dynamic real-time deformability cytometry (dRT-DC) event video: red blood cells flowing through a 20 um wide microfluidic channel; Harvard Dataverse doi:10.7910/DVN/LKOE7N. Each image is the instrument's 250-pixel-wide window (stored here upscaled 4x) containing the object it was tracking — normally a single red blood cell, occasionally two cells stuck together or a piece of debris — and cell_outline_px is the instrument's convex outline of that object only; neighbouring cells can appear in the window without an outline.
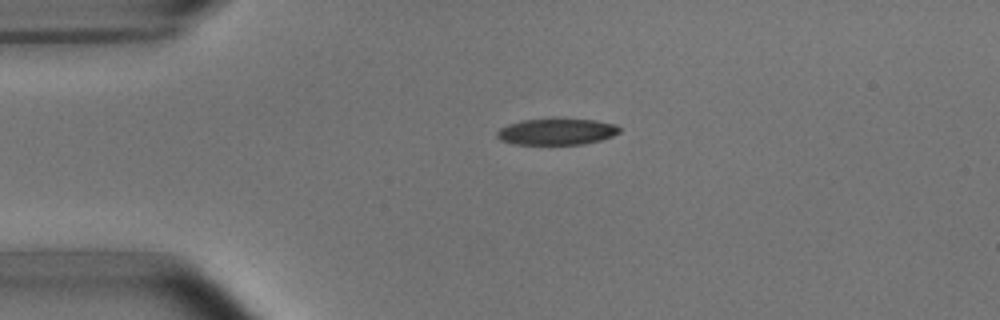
{"species": "common noctule bat (a hibernating species)", "species_latin": "Nyctalus noctula", "temperature_condition": "room temperature", "stored_images_in_passage": 3, "camera_frame_rate_fps": 3000, "um_per_image_px": 0.085, "animal": {"sex": "male", "body_mass_g": 15.6}, "frame": {"image": 1, "passage_image": 1, "time_ms": 0.0, "image_size_px": [1000, 320], "cell_outline_px": [[620, 132], [612, 136], [600, 140], [584, 144], [512, 144], [500, 140], [496, 136], [496, 132], [500, 128], [508, 124], [524, 120], [596, 120], [616, 124], [620, 128]], "centroid_in_image_um": [47.31, 11.21], "position_along_channel_um": 37.7, "area_um2": 18.5}}